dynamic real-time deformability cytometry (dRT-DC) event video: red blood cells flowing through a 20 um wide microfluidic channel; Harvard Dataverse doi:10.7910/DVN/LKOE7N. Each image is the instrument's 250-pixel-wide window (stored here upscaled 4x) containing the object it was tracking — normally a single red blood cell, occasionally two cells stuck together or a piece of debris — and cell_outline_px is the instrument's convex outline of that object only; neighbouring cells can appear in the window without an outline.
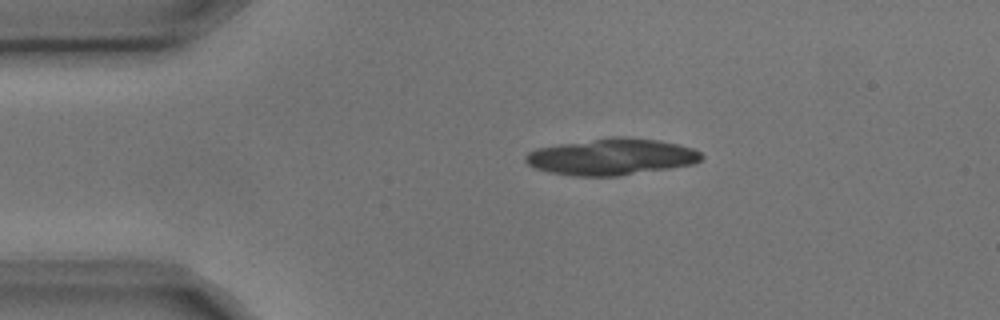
{"species": "common noctule bat (a hibernating species)", "species_latin": "Nyctalus noctula", "temperature_condition": "cold", "stored_images_in_passage": 7, "segment_of_instrument_passage": [1, 2], "camera_frame_rate_fps": 3000, "um_per_image_px": 0.085, "animal": {"sex": "male", "body_mass_g": 17.9, "forearm_length_mm": 54.2}, "frame": {"image": 1, "passage_image": 1, "time_ms": 0.0, "image_size_px": [1000, 320], "cell_outline_px": [[704, 156], [700, 160], [692, 164], [620, 176], [572, 176], [548, 172], [536, 168], [528, 164], [524, 160], [524, 156], [528, 152], [536, 148], [612, 136], [624, 136], [660, 140], [692, 148], [700, 152]], "centroid_in_image_um": [51.95, 13.32], "position_along_channel_um": 33.0, "area_um2": 37.4}}